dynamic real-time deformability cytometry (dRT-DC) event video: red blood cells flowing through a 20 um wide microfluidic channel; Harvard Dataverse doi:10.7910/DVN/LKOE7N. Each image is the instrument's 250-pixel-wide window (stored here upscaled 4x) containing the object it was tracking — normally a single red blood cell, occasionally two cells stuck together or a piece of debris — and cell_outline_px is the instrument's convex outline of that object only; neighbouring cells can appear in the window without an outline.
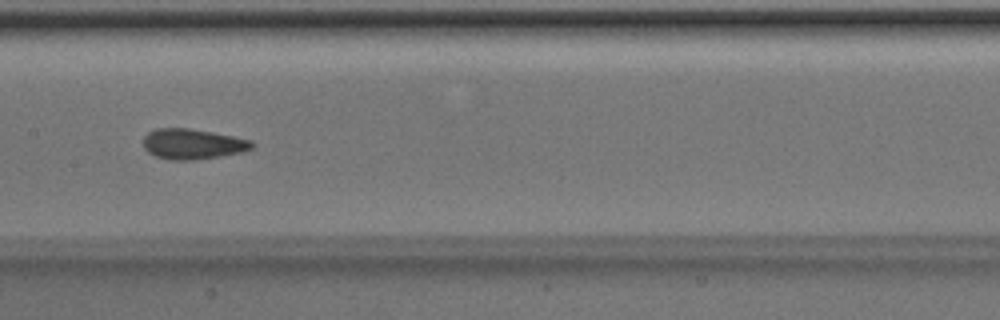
{"species": "Egyptian fruit bat (a non-hibernating species)", "species_latin": "Rousettus aegyptiacus", "temperature_condition": "room temperature", "stored_images_in_passage": 37, "camera_frame_rate_fps": 3000, "um_per_image_px": 0.085, "animal": {"sex": "male"}, "frame": {"image": 1, "passage_image": 12, "time_ms": 3.667, "image_size_px": [1000, 320], "cell_outline_px": [[256, 144], [252, 148], [244, 152], [196, 160], [168, 160], [156, 156], [148, 152], [144, 148], [144, 136], [148, 132], [156, 128], [188, 128], [212, 132], [252, 140]], "centroid_in_image_um": [16.39, 12.24], "position_along_channel_um": 191.0, "area_um2": 19.36}}
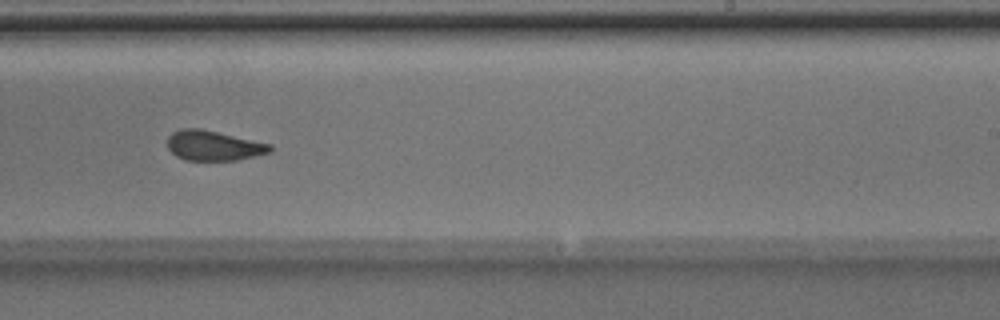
{"frame": {"image": 2, "passage_image": 18, "time_ms": 5.667, "image_size_px": [1000, 320], "cell_outline_px": [[272, 152], [236, 160], [184, 160], [176, 156], [168, 148], [168, 136], [172, 132], [180, 128], [200, 128], [272, 144]], "centroid_in_image_um": [18.15, 12.37], "position_along_channel_um": 270.9, "area_um2": 17.98}}
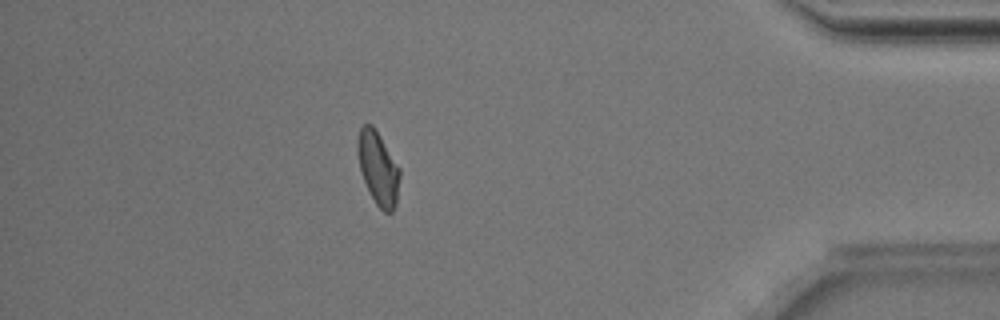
{"frame": {"image": 3, "passage_image": 31, "time_ms": 10.0, "image_size_px": [1000, 320], "cell_outline_px": [[400, 176], [396, 204], [392, 212], [384, 212], [376, 204], [360, 172], [356, 148], [356, 140], [360, 128], [364, 124], [372, 124], [380, 136], [400, 168]], "centroid_in_image_um": [32.12, 14.27], "position_along_channel_um": 403.1, "area_um2": 17.98}, "authors_computed_cell_mechanics": {"area_um2": 18.2648, "velocity_mm_per_s": 4.0079, "shape_relaxation_time_tau1_ms": 5.5132, "shape_relaxation_time_tau2_ms": 1.2468, "deformation_change_tau1": 0.1084, "deformation_change_tau2": 0.0584}}